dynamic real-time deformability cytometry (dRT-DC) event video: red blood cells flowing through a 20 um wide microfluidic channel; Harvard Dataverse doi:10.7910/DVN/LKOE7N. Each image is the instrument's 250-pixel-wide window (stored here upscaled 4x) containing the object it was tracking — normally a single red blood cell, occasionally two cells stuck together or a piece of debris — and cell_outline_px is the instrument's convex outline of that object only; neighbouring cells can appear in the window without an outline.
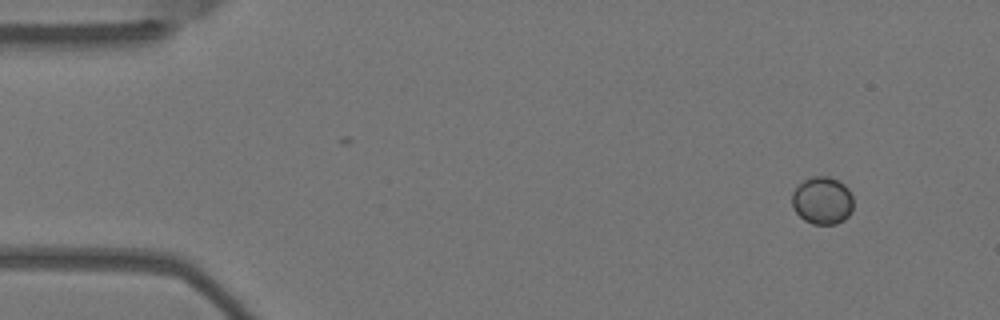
{"species": "Egyptian fruit bat (a non-hibernating species)", "species_latin": "Rousettus aegyptiacus", "temperature_condition": "warm", "stored_images_in_passage": 3, "camera_frame_rate_fps": 3000, "um_per_image_px": 0.085, "animal": {"sex": "female"}, "frame": {"image": 1, "passage_image": 1, "time_ms": 0.0, "image_size_px": [1000, 320], "cell_outline_px": [[852, 212], [844, 220], [836, 224], [812, 224], [804, 220], [792, 208], [792, 192], [804, 180], [812, 176], [828, 176], [840, 180], [848, 188], [852, 196]], "centroid_in_image_um": [69.9, 17.04], "position_along_channel_um": 15.1, "area_um2": 17.17}}